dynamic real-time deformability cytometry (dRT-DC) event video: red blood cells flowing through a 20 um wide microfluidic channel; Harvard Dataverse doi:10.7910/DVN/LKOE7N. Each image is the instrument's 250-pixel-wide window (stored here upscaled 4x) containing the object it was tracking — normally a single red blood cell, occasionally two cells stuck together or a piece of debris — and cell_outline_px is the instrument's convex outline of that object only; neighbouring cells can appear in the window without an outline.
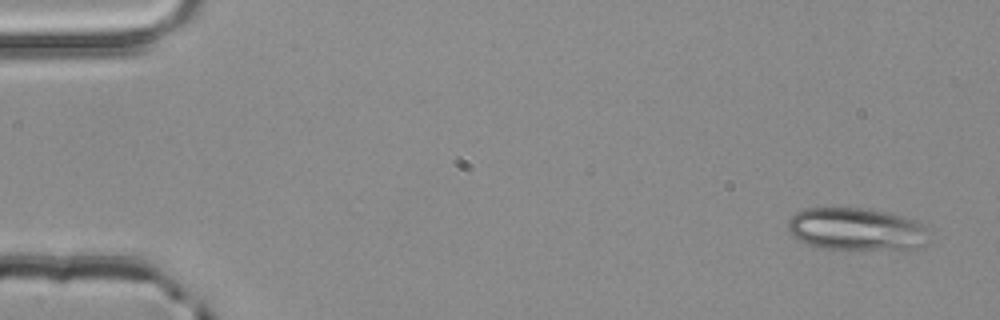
{"species": "common noctule bat (a hibernating species)", "species_latin": "Nyctalus noctula", "temperature_condition": "room temperature", "stored_images_in_passage": 5, "camera_frame_rate_fps": 3000, "um_per_image_px": 0.085, "animal": {"sex": "male", "body_mass_g": 20.4}, "frame": {"image": 1, "passage_image": 1, "time_ms": 0.0, "image_size_px": [1000, 320], "cell_outline_px": [[928, 244], [908, 252], [904, 252], [820, 248], [808, 244], [792, 236], [788, 232], [788, 220], [796, 212], [804, 208], [860, 208], [888, 212], [920, 220], [928, 228]], "centroid_in_image_um": [72.92, 19.53], "position_along_channel_um": 12.1, "area_um2": 36.53}}
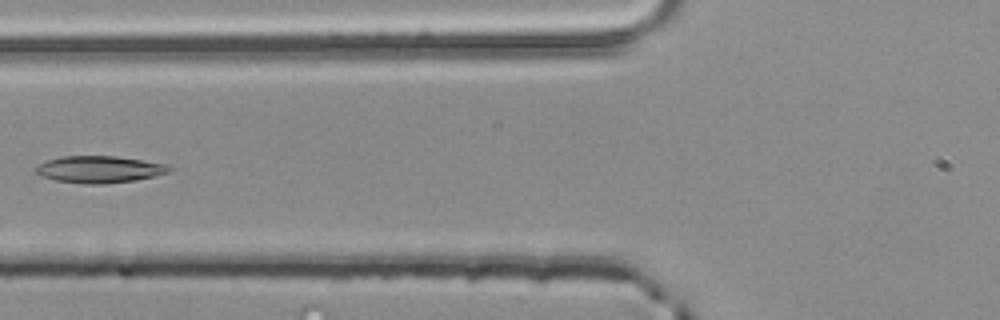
{"frame": {"image": 2, "passage_image": 5, "time_ms": 1.333, "image_size_px": [1000, 320], "cell_outline_px": [[176, 168], [172, 172], [132, 180], [104, 184], [88, 184], [56, 180], [40, 176], [32, 172], [44, 160], [60, 156], [112, 156], [168, 164]], "centroid_in_image_um": [8.43, 14.39], "position_along_channel_um": 117.4, "area_um2": 20.98}}